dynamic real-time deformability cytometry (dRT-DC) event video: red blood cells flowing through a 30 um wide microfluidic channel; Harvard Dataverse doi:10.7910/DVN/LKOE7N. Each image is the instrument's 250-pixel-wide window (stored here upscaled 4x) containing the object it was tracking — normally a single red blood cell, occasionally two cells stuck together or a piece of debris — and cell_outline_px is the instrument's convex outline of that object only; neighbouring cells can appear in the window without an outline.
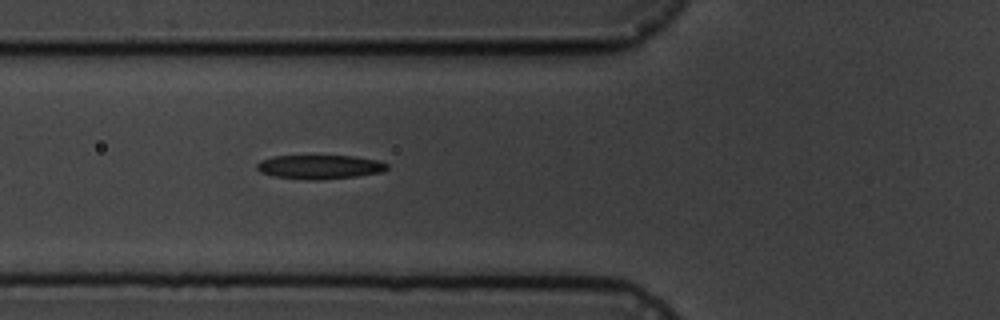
{"species": "common noctule bat (a hibernating species)", "species_latin": "Nyctalus noctula", "temperature_condition": "cold", "stored_images_in_passage": 5, "camera_frame_rate_fps": 3000, "um_per_image_px": 0.085, "animal": {"sex": "male", "body_mass_g": 19.5, "forearm_length_mm": 54.6}, "frame": {"image": 1, "passage_image": 5, "time_ms": 4.333, "image_size_px": [1000, 320], "cell_outline_px": [[388, 168], [384, 172], [356, 176], [320, 180], [312, 180], [272, 176], [260, 172], [256, 168], [256, 164], [260, 160], [272, 156], [352, 156], [380, 160], [388, 164]], "centroid_in_image_um": [27.18, 14.19], "position_along_channel_um": 98.6, "area_um2": 18.38}}